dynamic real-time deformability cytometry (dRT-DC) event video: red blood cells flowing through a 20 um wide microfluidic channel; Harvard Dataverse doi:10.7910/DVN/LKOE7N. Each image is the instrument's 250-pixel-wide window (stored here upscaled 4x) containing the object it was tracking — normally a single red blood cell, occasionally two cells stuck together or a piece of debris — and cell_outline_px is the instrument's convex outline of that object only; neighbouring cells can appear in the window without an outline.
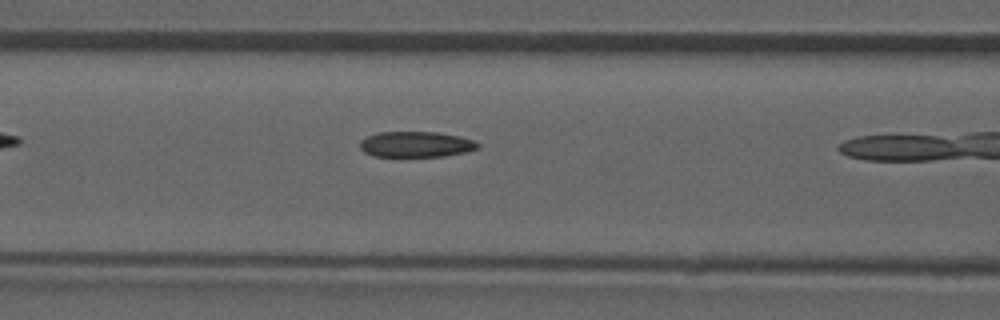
{"species": "common noctule bat (a hibernating species)", "species_latin": "Nyctalus noctula", "temperature_condition": "room temperature", "stored_images_in_passage": 4, "camera_frame_rate_fps": 3000, "um_per_image_px": 0.085, "animal": {"sex": "male", "forearm_length_mm": 52.5}, "frame": {"image": 1, "passage_image": 3, "time_ms": 0.667, "image_size_px": [1000, 320], "cell_outline_px": [[480, 148], [464, 152], [444, 156], [372, 156], [364, 152], [360, 148], [360, 140], [368, 136], [380, 132], [436, 132], [460, 136], [476, 140], [480, 144]], "centroid_in_image_um": [35.39, 12.26], "position_along_channel_um": 131.2, "area_um2": 17.69}}